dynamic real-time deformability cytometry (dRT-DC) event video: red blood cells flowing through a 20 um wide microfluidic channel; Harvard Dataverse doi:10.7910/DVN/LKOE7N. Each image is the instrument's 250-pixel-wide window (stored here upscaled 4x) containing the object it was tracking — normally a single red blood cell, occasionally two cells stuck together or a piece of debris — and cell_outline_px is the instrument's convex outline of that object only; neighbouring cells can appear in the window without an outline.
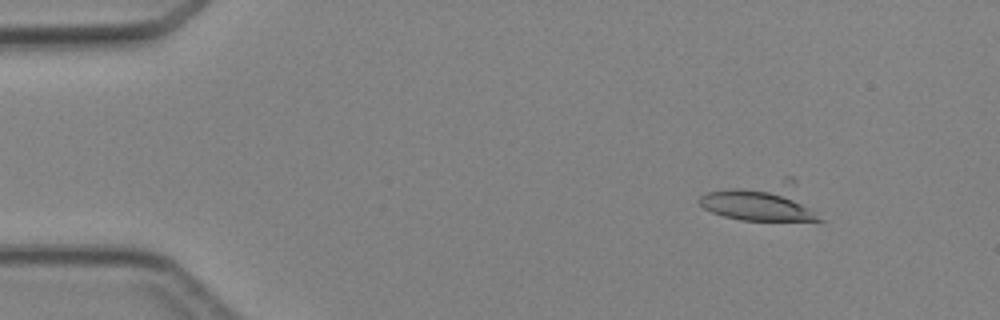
{"species": "Egyptian fruit bat (a non-hibernating species)", "species_latin": "Rousettus aegyptiacus", "temperature_condition": "cold", "stored_images_in_passage": 5, "camera_frame_rate_fps": 3000, "um_per_image_px": 0.085, "animal": {"sex": "female"}, "frame": {"image": 1, "passage_image": 2, "time_ms": 1.333, "image_size_px": [1000, 320], "cell_outline_px": [[824, 220], [740, 220], [724, 216], [712, 212], [704, 208], [700, 204], [700, 196], [704, 192], [784, 176], [792, 176], [796, 180]], "centroid_in_image_um": [64.8, 17.11], "position_along_channel_um": 20.2, "area_um2": 27.63}}